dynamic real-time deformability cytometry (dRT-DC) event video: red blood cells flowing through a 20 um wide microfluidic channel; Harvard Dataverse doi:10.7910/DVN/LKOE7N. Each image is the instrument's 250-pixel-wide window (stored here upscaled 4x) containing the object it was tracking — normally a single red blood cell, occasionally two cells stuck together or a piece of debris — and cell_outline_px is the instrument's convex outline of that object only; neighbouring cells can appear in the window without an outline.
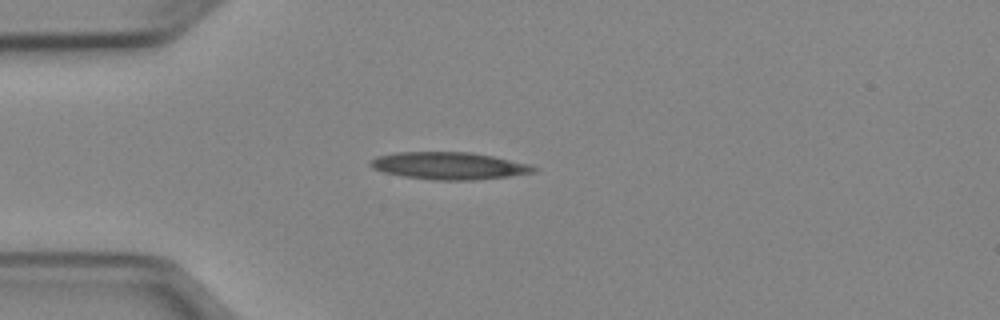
{"species": "Egyptian fruit bat (a non-hibernating species)", "species_latin": "Rousettus aegyptiacus", "temperature_condition": "cold", "stored_images_in_passage": 38, "camera_frame_rate_fps": 3000, "um_per_image_px": 0.085, "animal": {"sex": "female"}, "frame": {"image": 1, "passage_image": 1, "time_ms": 0.0, "image_size_px": [1000, 320], "cell_outline_px": [[536, 172], [508, 176], [472, 180], [432, 180], [404, 176], [384, 172], [372, 168], [368, 164], [368, 160], [376, 156], [396, 152], [472, 152], [492, 156], [528, 164], [536, 168]], "centroid_in_image_um": [38.1, 14.08], "position_along_channel_um": 46.9, "area_um2": 25.89}}
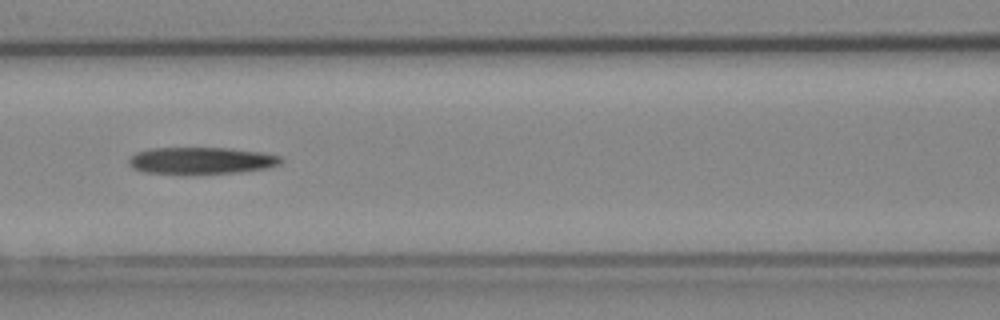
{"frame": {"image": 2, "passage_image": 10, "time_ms": 3.0, "image_size_px": [1000, 320], "cell_outline_px": [[284, 160], [280, 164], [268, 168], [240, 172], [188, 176], [180, 176], [144, 172], [132, 168], [128, 164], [128, 160], [136, 152], [148, 148], [232, 148], [260, 152], [280, 156]], "centroid_in_image_um": [17.07, 13.69], "position_along_channel_um": 149.5, "area_um2": 24.8}}
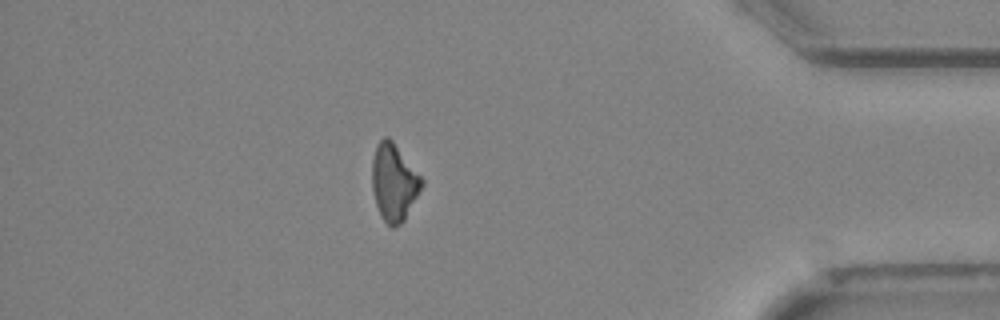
{"frame": {"image": 3, "passage_image": 32, "time_ms": 10.333, "image_size_px": [1000, 320], "cell_outline_px": [[424, 184], [404, 220], [400, 224], [392, 228], [380, 216], [376, 204], [372, 188], [372, 160], [376, 148], [380, 140], [384, 136], [388, 136], [392, 140], [424, 180]], "centroid_in_image_um": [33.48, 15.51], "position_along_channel_um": 401.7, "area_um2": 22.14}}